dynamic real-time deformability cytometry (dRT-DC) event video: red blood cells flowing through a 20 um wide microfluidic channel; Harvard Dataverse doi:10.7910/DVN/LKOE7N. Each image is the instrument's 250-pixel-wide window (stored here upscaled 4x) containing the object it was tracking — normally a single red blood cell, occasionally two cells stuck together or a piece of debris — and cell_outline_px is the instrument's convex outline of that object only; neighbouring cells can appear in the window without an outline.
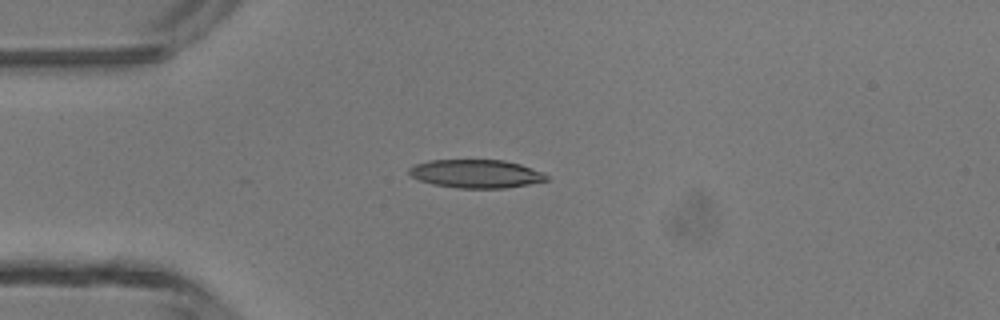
{"species": "common noctule bat (a hibernating species)", "species_latin": "Nyctalus noctula", "temperature_condition": "room temperature", "stored_images_in_passage": 6, "camera_frame_rate_fps": 3000, "um_per_image_px": 0.085, "animal": {"sex": "male", "body_mass_g": 13.3}, "frame": {"image": 1, "passage_image": 4, "time_ms": 3.667, "image_size_px": [1000, 320], "cell_outline_px": [[548, 180], [528, 184], [504, 188], [456, 188], [432, 184], [420, 180], [412, 176], [408, 172], [408, 168], [416, 164], [428, 160], [504, 160], [520, 164], [544, 172], [548, 176]], "centroid_in_image_um": [40.47, 14.76], "position_along_channel_um": 44.5, "area_um2": 22.72}}
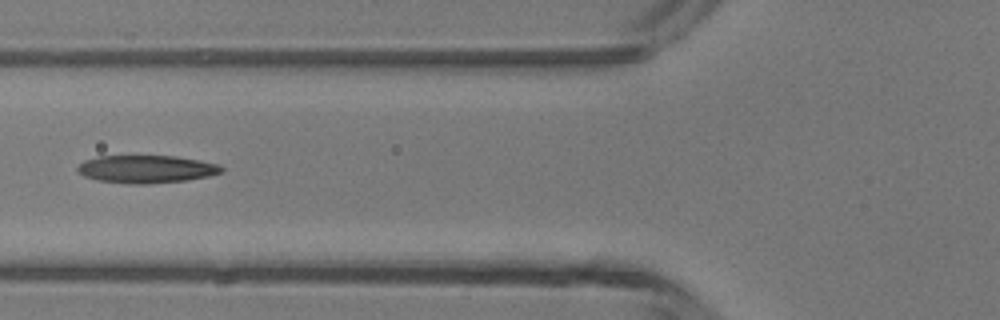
{"frame": {"image": 2, "passage_image": 6, "time_ms": 5.667, "image_size_px": [1000, 320], "cell_outline_px": [[224, 172], [208, 176], [184, 180], [148, 184], [128, 184], [96, 180], [84, 176], [76, 172], [76, 168], [84, 160], [100, 156], [176, 156], [200, 160], [220, 164], [224, 168]], "centroid_in_image_um": [12.43, 14.37], "position_along_channel_um": 113.4, "area_um2": 23.47}}